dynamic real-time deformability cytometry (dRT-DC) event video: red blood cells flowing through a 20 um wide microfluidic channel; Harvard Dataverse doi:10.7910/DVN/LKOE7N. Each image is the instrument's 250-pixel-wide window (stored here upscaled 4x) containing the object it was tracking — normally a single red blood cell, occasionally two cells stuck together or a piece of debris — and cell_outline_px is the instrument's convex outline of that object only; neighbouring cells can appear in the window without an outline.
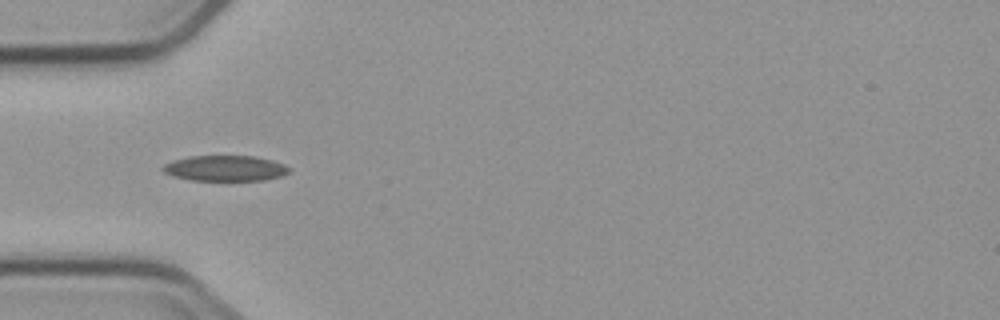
{"species": "common noctule bat (a hibernating species)", "species_latin": "Nyctalus noctula", "temperature_condition": "cold", "stored_images_in_passage": 6, "camera_frame_rate_fps": 3000, "um_per_image_px": 0.085, "animal": {"sex": "male", "body_mass_g": 23.1, "forearm_length_mm": 52.7}, "frame": {"image": 1, "passage_image": 4, "time_ms": 4.333, "image_size_px": [1000, 320], "cell_outline_px": [[288, 172], [280, 176], [264, 180], [188, 180], [172, 176], [164, 172], [160, 168], [164, 164], [172, 160], [188, 156], [252, 156], [272, 160], [284, 164], [288, 168]], "centroid_in_image_um": [19.07, 14.3], "position_along_channel_um": 65.9, "area_um2": 18.79}}
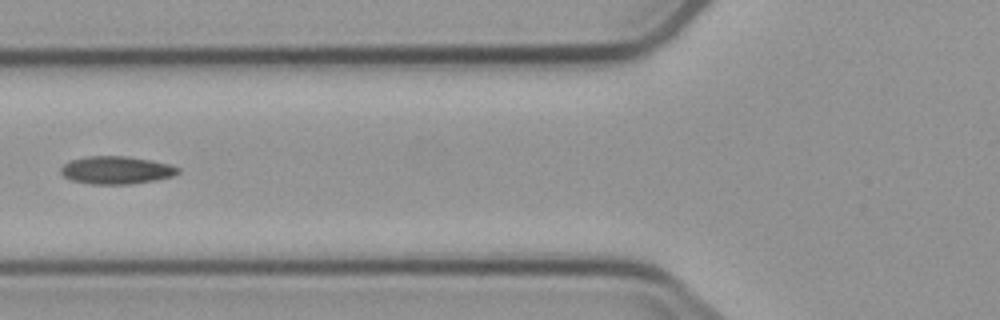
{"frame": {"image": 2, "passage_image": 5, "time_ms": 5.667, "image_size_px": [1000, 320], "cell_outline_px": [[180, 172], [172, 176], [156, 180], [132, 184], [92, 184], [72, 180], [64, 176], [60, 172], [60, 168], [64, 164], [72, 160], [88, 156], [124, 156], [148, 160], [168, 164], [180, 168]], "centroid_in_image_um": [9.89, 14.47], "position_along_channel_um": 115.9, "area_um2": 18.79}}
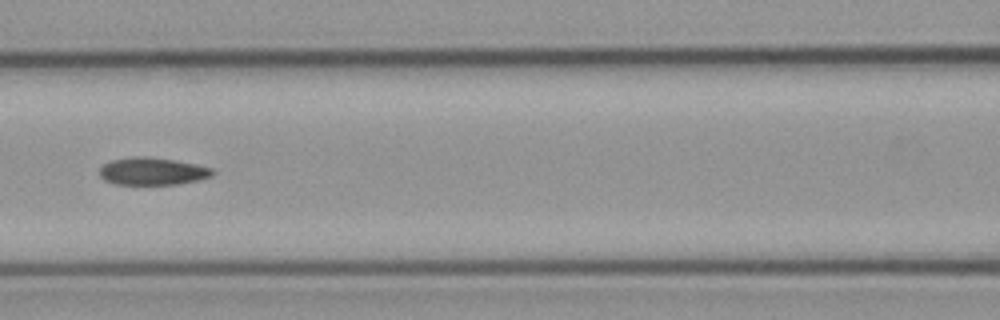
{"frame": {"image": 3, "passage_image": 6, "time_ms": 6.667, "image_size_px": [1000, 320], "cell_outline_px": [[216, 172], [212, 176], [196, 180], [176, 184], [116, 184], [104, 180], [100, 176], [100, 168], [104, 164], [112, 160], [132, 156], [148, 156], [196, 164], [212, 168]], "centroid_in_image_um": [12.95, 14.55], "position_along_channel_um": 153.6, "area_um2": 17.98}}